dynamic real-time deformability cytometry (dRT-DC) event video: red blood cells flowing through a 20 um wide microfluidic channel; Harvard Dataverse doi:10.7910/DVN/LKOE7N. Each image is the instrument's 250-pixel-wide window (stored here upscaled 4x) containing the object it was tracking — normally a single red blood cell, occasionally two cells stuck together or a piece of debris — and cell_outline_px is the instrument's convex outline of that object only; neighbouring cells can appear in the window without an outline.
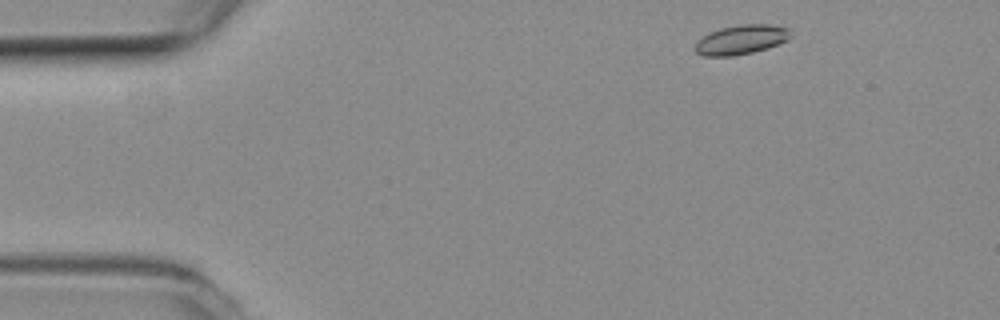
{"species": "common noctule bat (a hibernating species)", "species_latin": "Nyctalus noctula", "temperature_condition": "room temperature", "stored_images_in_passage": 3, "camera_frame_rate_fps": 3000, "um_per_image_px": 0.085, "animal": {"sex": "female", "body_mass_g": 19.3, "forearm_length_mm": 54.1}, "frame": {"image": 1, "passage_image": 1, "time_ms": 0.0, "image_size_px": [1000, 320], "cell_outline_px": [[792, 36], [788, 40], [768, 48], [752, 52], [732, 56], [704, 56], [696, 52], [696, 40], [708, 32], [720, 28], [740, 24], [768, 24], [788, 28]], "centroid_in_image_um": [62.99, 3.36], "position_along_channel_um": 22.0, "area_um2": 16.47}}